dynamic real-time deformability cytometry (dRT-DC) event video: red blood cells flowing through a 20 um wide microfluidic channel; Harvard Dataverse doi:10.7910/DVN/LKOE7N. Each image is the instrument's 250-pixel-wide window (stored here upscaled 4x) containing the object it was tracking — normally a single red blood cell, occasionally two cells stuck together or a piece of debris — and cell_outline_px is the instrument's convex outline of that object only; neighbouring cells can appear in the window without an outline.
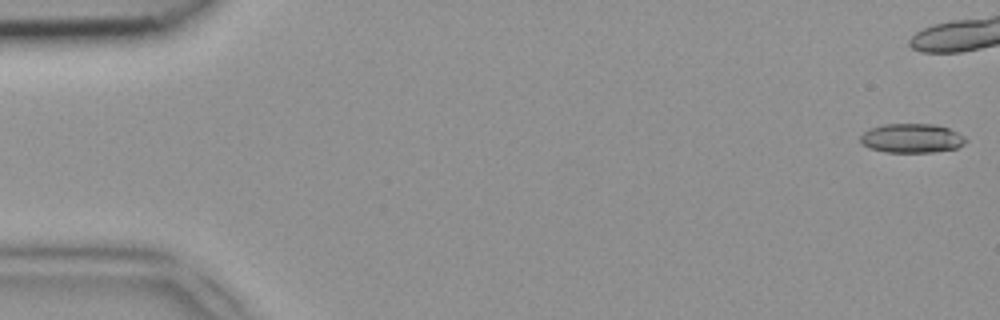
{"species": "common noctule bat (a hibernating species)", "species_latin": "Nyctalus noctula", "temperature_condition": "room temperature", "stored_images_in_passage": 9, "camera_frame_rate_fps": 3000, "um_per_image_px": 0.085, "animal": {"sex": "female", "body_mass_g": 18.4}, "frame": {"image": 1, "passage_image": 1, "time_ms": 0.0, "image_size_px": [1000, 320], "cell_outline_px": [[968, 140], [964, 144], [956, 148], [932, 152], [884, 152], [868, 148], [860, 144], [860, 136], [868, 128], [884, 124], [932, 124], [948, 128], [964, 136]], "centroid_in_image_um": [77.45, 11.75], "position_along_channel_um": 7.6, "area_um2": 18.03}}